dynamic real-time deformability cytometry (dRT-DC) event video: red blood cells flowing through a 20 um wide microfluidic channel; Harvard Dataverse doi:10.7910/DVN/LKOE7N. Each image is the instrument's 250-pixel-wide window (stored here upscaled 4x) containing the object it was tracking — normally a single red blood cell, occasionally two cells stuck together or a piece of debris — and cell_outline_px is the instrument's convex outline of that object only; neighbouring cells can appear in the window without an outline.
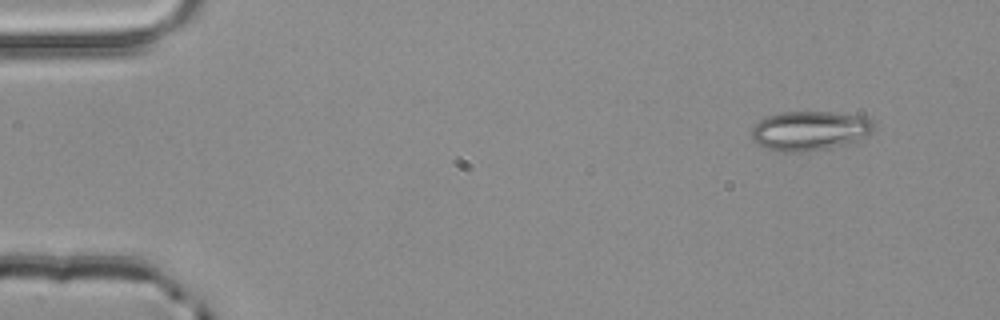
{"species": "common noctule bat (a hibernating species)", "species_latin": "Nyctalus noctula", "temperature_condition": "room temperature", "stored_images_in_passage": 3, "camera_frame_rate_fps": 3000, "um_per_image_px": 0.085, "animal": {"sex": "male", "body_mass_g": 20.4}, "frame": {"image": 1, "passage_image": 1, "time_ms": 0.0, "image_size_px": [1000, 320], "cell_outline_px": [[876, 124], [864, 136], [852, 144], [840, 148], [796, 152], [780, 152], [756, 144], [752, 140], [752, 128], [760, 120], [768, 116], [780, 112], [832, 112], [864, 116], [872, 120]], "centroid_in_image_um": [68.84, 11.13], "position_along_channel_um": 16.2, "area_um2": 28.44}}